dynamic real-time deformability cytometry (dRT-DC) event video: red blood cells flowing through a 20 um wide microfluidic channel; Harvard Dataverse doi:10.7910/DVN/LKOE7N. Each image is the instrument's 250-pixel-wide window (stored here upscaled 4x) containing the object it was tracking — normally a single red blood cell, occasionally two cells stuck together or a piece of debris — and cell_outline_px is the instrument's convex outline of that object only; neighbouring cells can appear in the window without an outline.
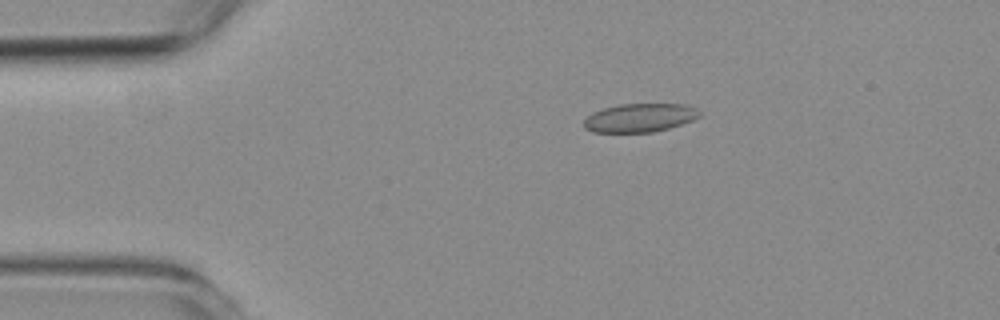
{"species": "common noctule bat (a hibernating species)", "species_latin": "Nyctalus noctula", "temperature_condition": "room temperature", "stored_images_in_passage": 57, "camera_frame_rate_fps": 3000, "um_per_image_px": 0.085, "animal": {"sex": "female", "body_mass_g": 19.3, "forearm_length_mm": 54.1}, "frame": {"image": 1, "passage_image": 11, "time_ms": 3.333, "image_size_px": [1000, 320], "cell_outline_px": [[700, 116], [692, 120], [668, 128], [652, 132], [592, 132], [584, 128], [584, 120], [592, 112], [604, 108], [620, 104], [684, 104], [696, 108], [700, 112]], "centroid_in_image_um": [54.36, 10.01], "position_along_channel_um": 30.6, "area_um2": 19.13}}
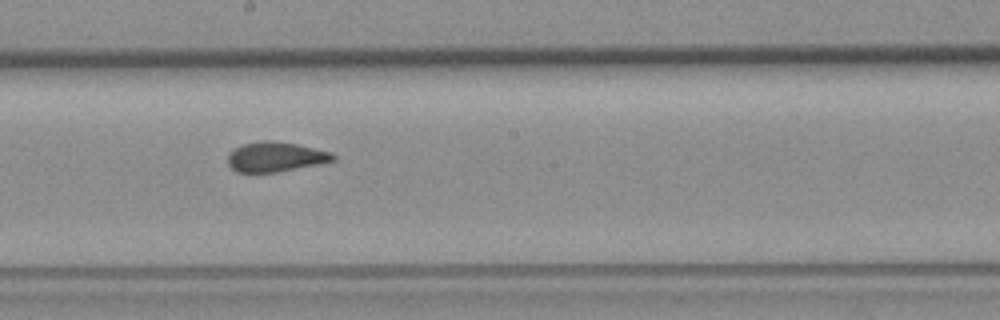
{"frame": {"image": 2, "passage_image": 31, "time_ms": 10.0, "image_size_px": [1000, 320], "cell_outline_px": [[336, 160], [320, 164], [256, 176], [236, 172], [228, 164], [228, 156], [232, 148], [244, 144], [260, 140], [272, 140], [296, 144], [332, 152], [336, 156]], "centroid_in_image_um": [23.37, 13.37], "position_along_channel_um": 224.8, "area_um2": 19.02}}
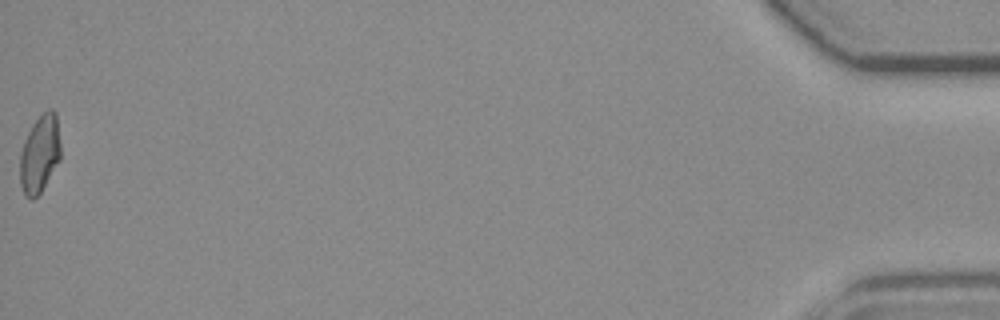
{"frame": {"image": 3, "passage_image": 57, "time_ms": 18.667, "image_size_px": [1000, 320], "cell_outline_px": [[60, 160], [40, 192], [32, 200], [24, 196], [20, 184], [20, 152], [24, 140], [32, 124], [48, 108], [52, 108], [56, 112], [60, 144]], "centroid_in_image_um": [3.37, 13.08], "position_along_channel_um": 431.8, "area_um2": 18.44}, "authors_computed_cell_mechanics": {"area_um2": 18.9584, "velocity_mm_per_s": 3.6352, "shape_relaxation_time_tau1_ms": null, "shape_relaxation_time_tau2_ms": 1.3988, "deformation_change_tau1": null, "deformation_change_tau2": 0.0514}}